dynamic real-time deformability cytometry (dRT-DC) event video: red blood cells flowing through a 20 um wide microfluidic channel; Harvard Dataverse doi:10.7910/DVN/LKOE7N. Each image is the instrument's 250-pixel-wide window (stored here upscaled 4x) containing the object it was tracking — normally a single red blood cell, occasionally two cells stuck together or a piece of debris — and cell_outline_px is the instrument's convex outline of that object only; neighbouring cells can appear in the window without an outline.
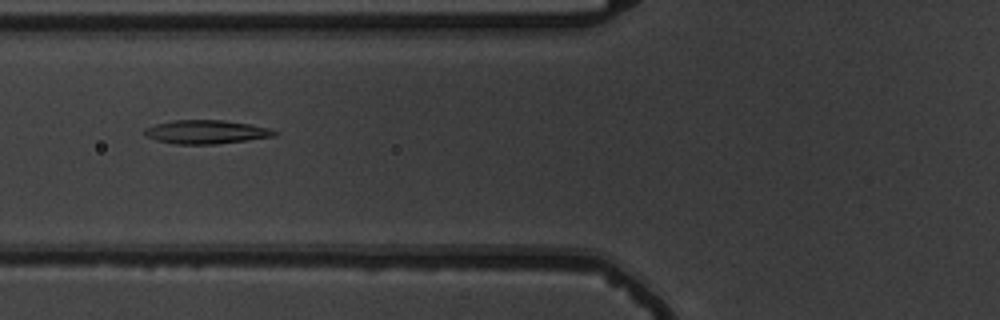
{"species": "common noctule bat (a hibernating species)", "species_latin": "Nyctalus noctula", "temperature_condition": "warm", "stored_images_in_passage": 5, "camera_frame_rate_fps": 3000, "um_per_image_px": 0.085, "animal": {"sex": "male", "body_mass_g": 19.5, "forearm_length_mm": 54.6}, "frame": {"image": 1, "passage_image": 3, "time_ms": 2.333, "image_size_px": [1000, 320], "cell_outline_px": [[280, 132], [276, 136], [216, 144], [176, 144], [156, 140], [144, 136], [144, 128], [156, 124], [172, 120], [224, 120], [248, 124], [268, 128]], "centroid_in_image_um": [17.5, 11.21], "position_along_channel_um": 108.3, "area_um2": 17.92}}
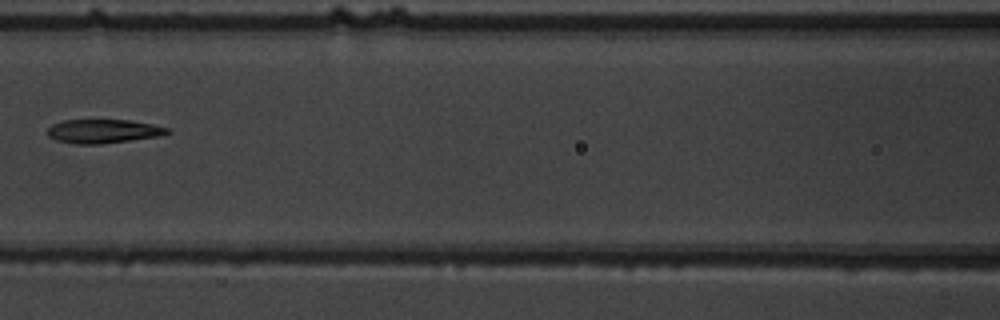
{"frame": {"image": 2, "passage_image": 4, "time_ms": 3.667, "image_size_px": [1000, 320], "cell_outline_px": [[172, 132], [160, 136], [100, 144], [76, 144], [56, 140], [48, 136], [48, 128], [52, 124], [64, 120], [128, 120], [152, 124], [168, 128]], "centroid_in_image_um": [8.78, 11.15], "position_along_channel_um": 157.8, "area_um2": 16.59}}
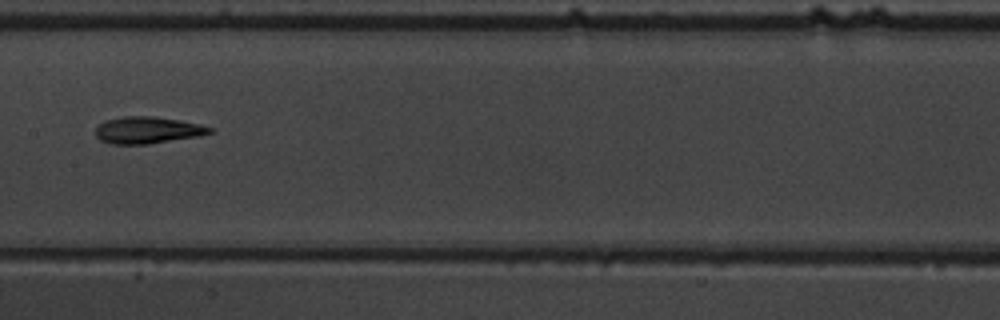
{"frame": {"image": 3, "passage_image": 5, "time_ms": 4.667, "image_size_px": [1000, 320], "cell_outline_px": [[212, 132], [200, 136], [148, 144], [112, 144], [100, 140], [96, 136], [96, 128], [104, 120], [124, 116], [152, 116], [180, 120], [200, 124], [212, 128]], "centroid_in_image_um": [12.53, 11.06], "position_along_channel_um": 194.9, "area_um2": 17.86}}